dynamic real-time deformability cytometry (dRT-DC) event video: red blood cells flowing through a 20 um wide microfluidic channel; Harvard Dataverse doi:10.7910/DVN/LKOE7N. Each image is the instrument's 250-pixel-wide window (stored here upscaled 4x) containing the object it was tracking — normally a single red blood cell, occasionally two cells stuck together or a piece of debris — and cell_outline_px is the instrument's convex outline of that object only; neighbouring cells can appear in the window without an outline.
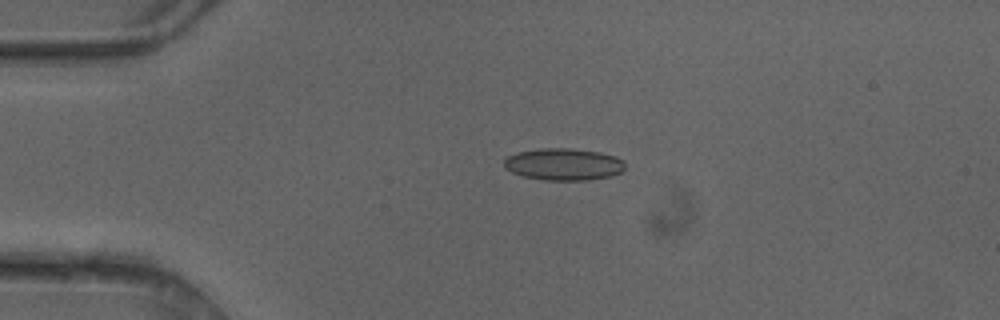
{"species": "common noctule bat (a hibernating species)", "species_latin": "Nyctalus noctula", "temperature_condition": "cold", "stored_images_in_passage": 5, "camera_frame_rate_fps": 3000, "um_per_image_px": 0.085, "animal": {"sex": "female"}, "frame": {"image": 1, "passage_image": 3, "time_ms": 0.667, "image_size_px": [1000, 320], "cell_outline_px": [[624, 168], [620, 172], [612, 176], [588, 180], [544, 180], [524, 176], [512, 172], [504, 168], [504, 160], [508, 156], [520, 152], [540, 148], [572, 148], [600, 152], [616, 156], [624, 160]], "centroid_in_image_um": [47.93, 13.96], "position_along_channel_um": 37.1, "area_um2": 22.6}}
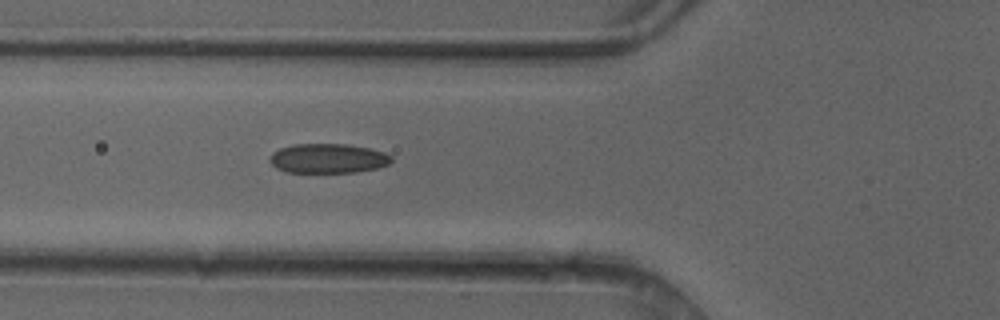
{"frame": {"image": 2, "passage_image": 5, "time_ms": 1.333, "image_size_px": [1000, 320], "cell_outline_px": [[392, 160], [388, 164], [376, 168], [356, 172], [284, 172], [276, 168], [268, 160], [272, 152], [280, 148], [292, 144], [348, 144], [368, 148], [384, 152], [392, 156]], "centroid_in_image_um": [27.85, 13.46], "position_along_channel_um": 98.0, "area_um2": 20.98}}